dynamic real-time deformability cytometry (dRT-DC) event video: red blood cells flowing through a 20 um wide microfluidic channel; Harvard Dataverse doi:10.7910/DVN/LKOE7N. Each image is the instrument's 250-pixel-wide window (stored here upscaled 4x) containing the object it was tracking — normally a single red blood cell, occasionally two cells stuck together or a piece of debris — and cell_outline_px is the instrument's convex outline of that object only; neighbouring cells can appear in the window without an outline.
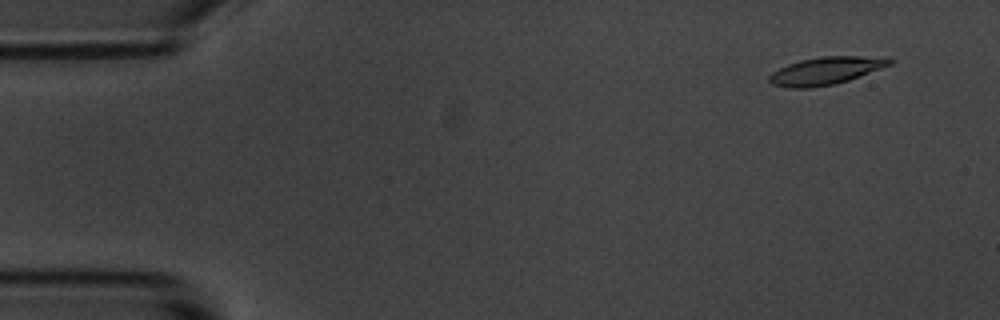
{"species": "common noctule bat (a hibernating species)", "species_latin": "Nyctalus noctula", "temperature_condition": "room temperature", "stored_images_in_passage": 5, "camera_frame_rate_fps": 3000, "um_per_image_px": 0.085, "animal": {"sex": "male", "body_mass_g": 20.1, "forearm_length_mm": 53.5}, "frame": {"image": 1, "passage_image": 1, "time_ms": 0.0, "image_size_px": [1000, 320], "cell_outline_px": [[892, 64], [848, 80], [836, 84], [812, 88], [788, 88], [772, 84], [768, 80], [768, 76], [772, 72], [788, 64], [800, 60], [820, 56], [888, 56], [892, 60]], "centroid_in_image_um": [70.2, 6.01], "position_along_channel_um": 14.8, "area_um2": 19.54}}
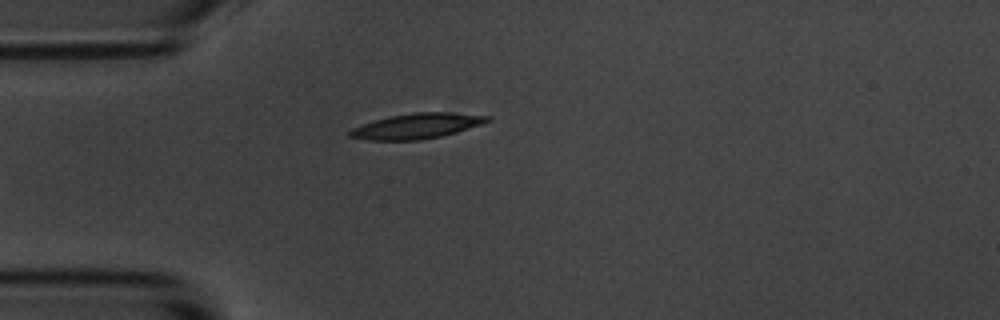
{"frame": {"image": 2, "passage_image": 4, "time_ms": 3.667, "image_size_px": [1000, 320], "cell_outline_px": [[492, 120], [456, 132], [440, 136], [416, 140], [368, 140], [348, 136], [348, 132], [352, 128], [388, 116], [416, 112], [452, 112], [492, 116]], "centroid_in_image_um": [35.44, 10.7], "position_along_channel_um": 49.6, "area_um2": 20.06}}